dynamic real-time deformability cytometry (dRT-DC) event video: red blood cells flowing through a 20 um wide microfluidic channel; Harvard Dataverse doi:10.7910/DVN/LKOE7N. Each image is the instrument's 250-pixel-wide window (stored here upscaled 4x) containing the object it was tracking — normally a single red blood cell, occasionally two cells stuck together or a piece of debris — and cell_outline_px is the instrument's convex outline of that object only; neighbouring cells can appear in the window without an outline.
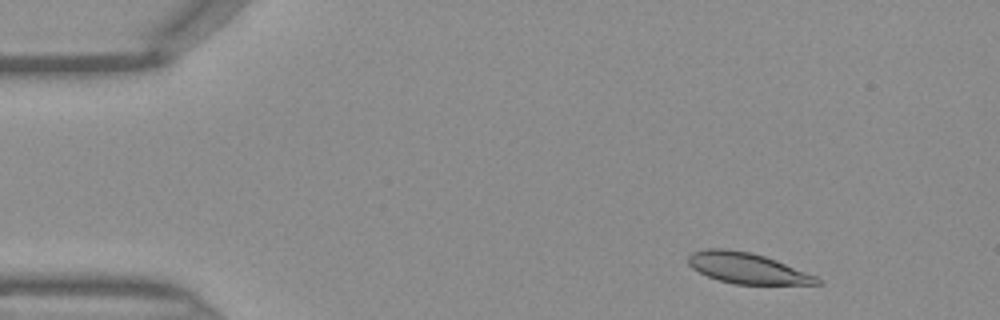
{"species": "Egyptian fruit bat (a non-hibernating species)", "species_latin": "Rousettus aegyptiacus", "temperature_condition": "warm", "stored_images_in_passage": 44, "camera_frame_rate_fps": 3000, "um_per_image_px": 0.085, "frame": {"image": 1, "passage_image": 4, "time_ms": 1.0, "image_size_px": [1000, 320], "cell_outline_px": [[820, 284], [736, 284], [720, 280], [708, 276], [692, 268], [688, 264], [688, 256], [692, 252], [704, 248], [724, 248], [752, 252], [776, 260], [816, 276], [820, 280]], "centroid_in_image_um": [63.47, 22.77], "position_along_channel_um": 21.5, "area_um2": 22.89}}
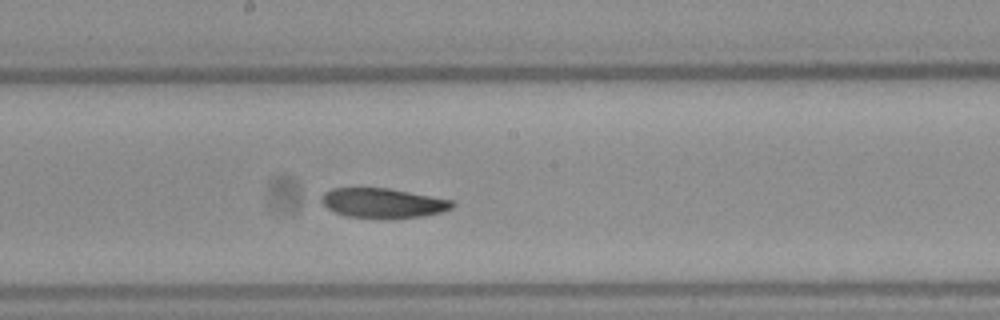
{"frame": {"image": 2, "passage_image": 23, "time_ms": 7.333, "image_size_px": [1000, 320], "cell_outline_px": [[456, 204], [452, 208], [444, 212], [420, 216], [384, 220], [348, 216], [336, 212], [328, 208], [320, 200], [324, 192], [332, 188], [388, 188], [432, 196], [452, 200]], "centroid_in_image_um": [32.58, 17.27], "position_along_channel_um": 215.6, "area_um2": 22.89}}
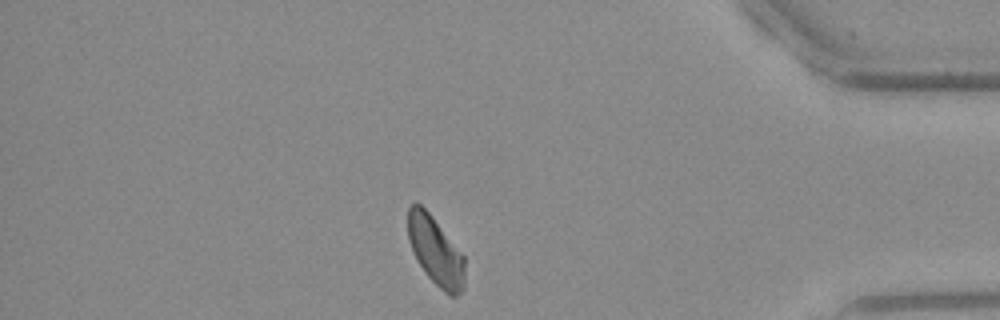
{"frame": {"image": 3, "passage_image": 38, "time_ms": 12.333, "image_size_px": [1000, 320], "cell_outline_px": [[464, 288], [456, 296], [448, 296], [424, 272], [408, 240], [408, 208], [412, 204], [420, 204], [432, 216], [464, 256]], "centroid_in_image_um": [37.03, 21.35], "position_along_channel_um": 398.2, "area_um2": 22.31}}